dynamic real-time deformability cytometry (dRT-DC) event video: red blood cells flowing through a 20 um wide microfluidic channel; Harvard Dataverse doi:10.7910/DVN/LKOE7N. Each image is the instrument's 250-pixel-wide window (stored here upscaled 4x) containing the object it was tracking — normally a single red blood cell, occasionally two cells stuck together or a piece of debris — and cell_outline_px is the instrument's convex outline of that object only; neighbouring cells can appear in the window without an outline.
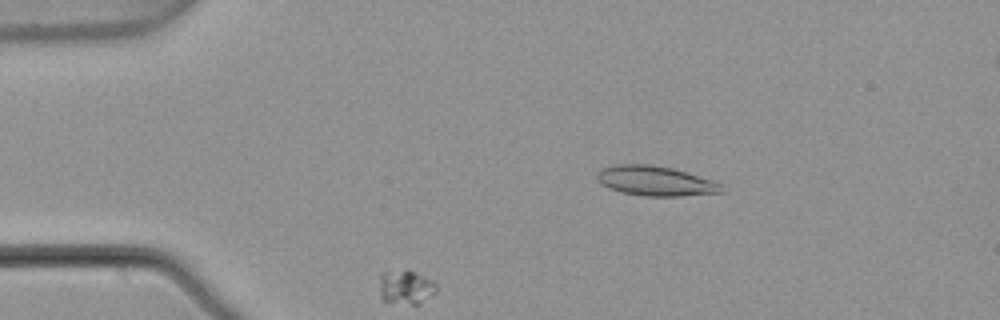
{"species": "common noctule bat (a hibernating species)", "species_latin": "Nyctalus noctula", "temperature_condition": "warm", "stored_images_in_passage": 7, "camera_frame_rate_fps": 3000, "um_per_image_px": 0.085, "animal": {"sex": "male", "body_mass_g": 21.5, "forearm_length_mm": 52.0}, "frame": {"image": 1, "passage_image": 2, "time_ms": 0.333, "image_size_px": [1000, 320], "cell_outline_px": [[436, 292], [420, 304], [412, 304], [384, 300], [380, 296], [380, 276], [384, 272], [416, 272], [432, 280], [436, 284]], "centroid_in_image_um": [34.52, 24.43], "position_along_channel_um": 50.5, "area_um2": 10.87}}